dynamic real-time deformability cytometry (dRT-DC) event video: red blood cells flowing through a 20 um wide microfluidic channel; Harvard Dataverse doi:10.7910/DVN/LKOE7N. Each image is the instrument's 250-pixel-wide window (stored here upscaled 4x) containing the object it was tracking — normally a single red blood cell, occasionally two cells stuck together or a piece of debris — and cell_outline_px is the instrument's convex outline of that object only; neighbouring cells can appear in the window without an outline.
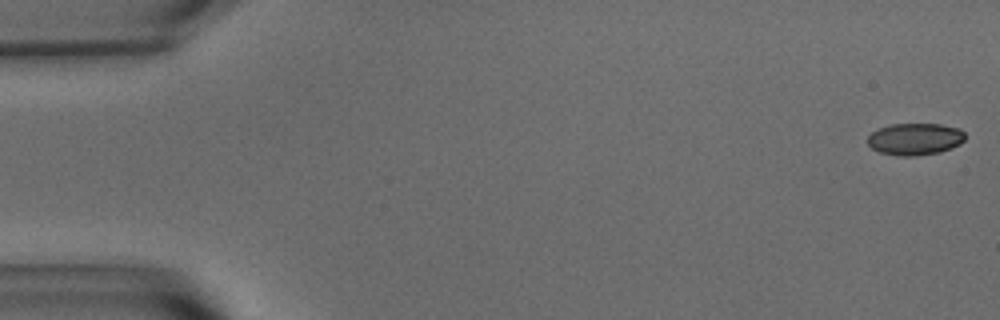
{"species": "common noctule bat (a hibernating species)", "species_latin": "Nyctalus noctula", "temperature_condition": "warm", "stored_images_in_passage": 17, "camera_frame_rate_fps": 3000, "um_per_image_px": 0.085, "animal": {"sex": "male", "body_mass_g": 15.6}, "frame": {"image": 1, "passage_image": 1, "time_ms": 0.0, "image_size_px": [1000, 320], "cell_outline_px": [[964, 140], [960, 144], [952, 148], [940, 152], [916, 156], [896, 156], [880, 152], [872, 148], [868, 144], [868, 136], [872, 132], [880, 128], [892, 124], [940, 124], [960, 128], [964, 132]], "centroid_in_image_um": [77.79, 11.82], "position_along_channel_um": 7.2, "area_um2": 18.21}}
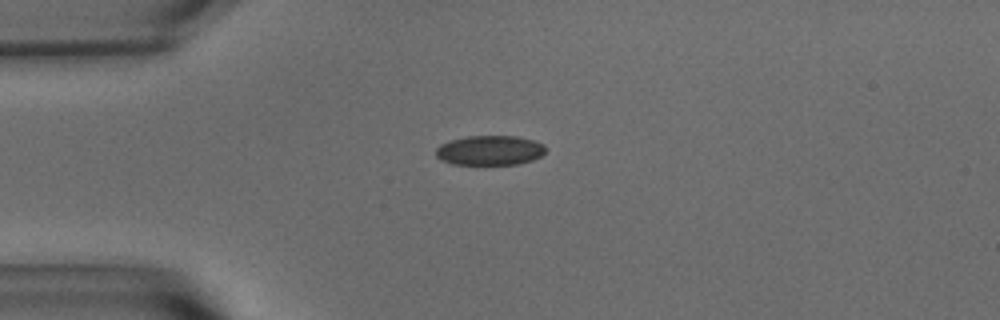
{"frame": {"image": 2, "passage_image": 14, "time_ms": 4.333, "image_size_px": [1000, 320], "cell_outline_px": [[544, 152], [540, 156], [532, 160], [516, 164], [452, 164], [440, 160], [436, 156], [436, 148], [440, 144], [448, 140], [468, 136], [516, 136], [532, 140], [544, 144]], "centroid_in_image_um": [41.58, 12.77], "position_along_channel_um": 43.4, "area_um2": 18.96}}